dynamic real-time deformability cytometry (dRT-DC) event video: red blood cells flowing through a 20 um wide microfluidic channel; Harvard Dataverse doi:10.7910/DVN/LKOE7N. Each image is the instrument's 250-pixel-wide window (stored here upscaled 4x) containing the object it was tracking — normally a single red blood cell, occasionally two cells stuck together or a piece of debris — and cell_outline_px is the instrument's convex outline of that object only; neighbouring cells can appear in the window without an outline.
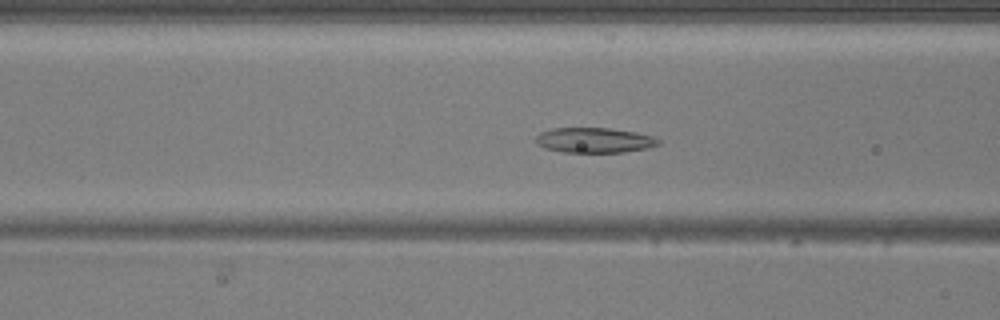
{"species": "common noctule bat (a hibernating species)", "species_latin": "Nyctalus noctula", "temperature_condition": "warm", "stored_images_in_passage": 36, "camera_frame_rate_fps": 3000, "um_per_image_px": 0.085, "animal": {"sex": "male", "body_mass_g": 20.5, "forearm_length_mm": 52.5}, "frame": {"image": 1, "passage_image": 7, "time_ms": 2.0, "image_size_px": [1000, 320], "cell_outline_px": [[660, 144], [648, 148], [624, 152], [564, 152], [544, 148], [536, 144], [536, 136], [540, 132], [552, 128], [608, 128], [636, 132], [652, 136], [660, 140]], "centroid_in_image_um": [50.51, 11.92], "position_along_channel_um": 116.1, "area_um2": 17.98}}
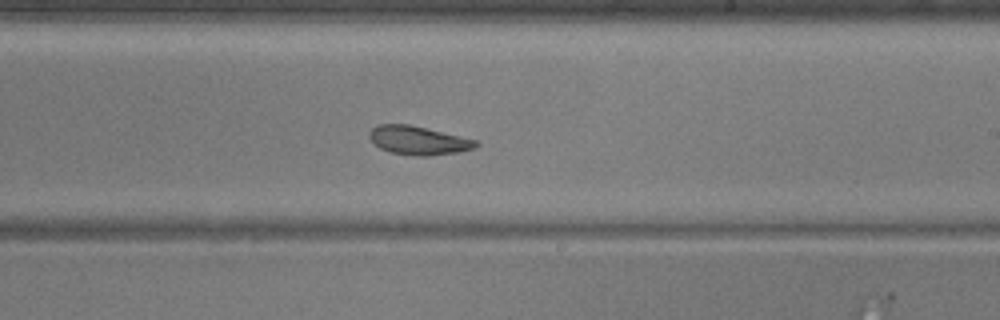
{"frame": {"image": 2, "passage_image": 17, "time_ms": 5.333, "image_size_px": [1000, 320], "cell_outline_px": [[480, 144], [476, 148], [460, 152], [428, 156], [416, 156], [392, 152], [380, 148], [368, 136], [368, 132], [376, 124], [408, 124], [476, 140]], "centroid_in_image_um": [35.56, 11.94], "position_along_channel_um": 253.4, "area_um2": 17.69}}
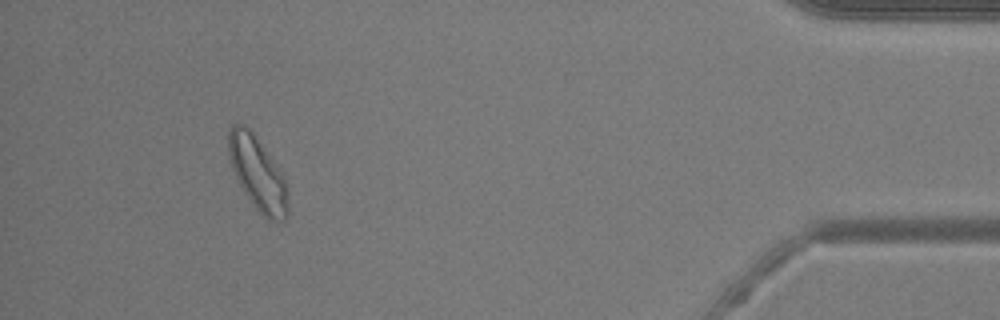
{"frame": {"image": 3, "passage_image": 33, "time_ms": 10.667, "image_size_px": [1000, 320], "cell_outline_px": [[288, 216], [284, 220], [264, 220], [244, 192], [232, 168], [228, 156], [228, 128], [232, 124], [244, 124], [252, 132], [280, 172], [284, 180], [288, 192]], "centroid_in_image_um": [21.88, 14.78], "position_along_channel_um": 413.3, "area_um2": 25.14}, "authors_computed_cell_mechanics": {"area_um2": 18.6116, "velocity_mm_per_s": 4.1319, "shape_relaxation_time_tau1_ms": 6.3184, "shape_relaxation_time_tau2_ms": 3.6717, "deformation_change_tau1": 0.1527, "deformation_change_tau2": 0.121}}